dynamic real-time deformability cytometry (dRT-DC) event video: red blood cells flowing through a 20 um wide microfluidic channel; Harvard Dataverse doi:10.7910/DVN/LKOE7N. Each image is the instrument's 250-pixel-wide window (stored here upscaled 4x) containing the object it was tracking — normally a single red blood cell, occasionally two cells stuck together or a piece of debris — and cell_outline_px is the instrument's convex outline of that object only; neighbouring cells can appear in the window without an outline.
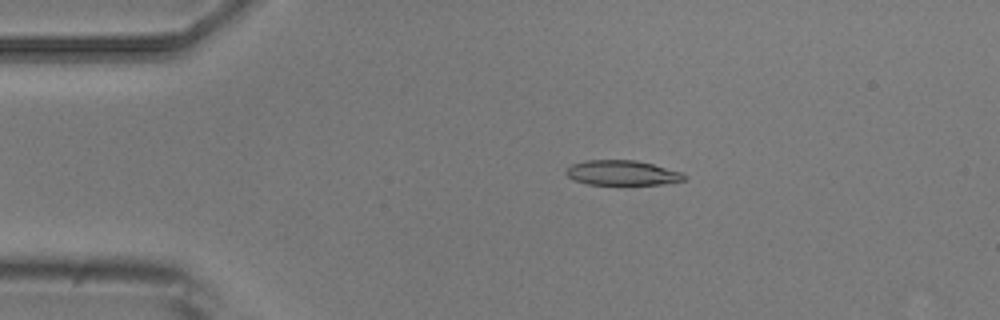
{"species": "common noctule bat (a hibernating species)", "species_latin": "Nyctalus noctula", "temperature_condition": "room temperature", "stored_images_in_passage": 4, "camera_frame_rate_fps": 3000, "um_per_image_px": 0.085, "animal": {"sex": "male", "body_mass_g": 20.5, "forearm_length_mm": 52.5}, "frame": {"image": 1, "passage_image": 2, "time_ms": 1.0, "image_size_px": [1000, 320], "cell_outline_px": [[688, 180], [660, 184], [620, 188], [588, 184], [576, 180], [568, 176], [564, 172], [572, 164], [584, 160], [636, 160], [684, 172], [688, 176]], "centroid_in_image_um": [52.95, 14.74], "position_along_channel_um": 32.1, "area_um2": 18.21}}
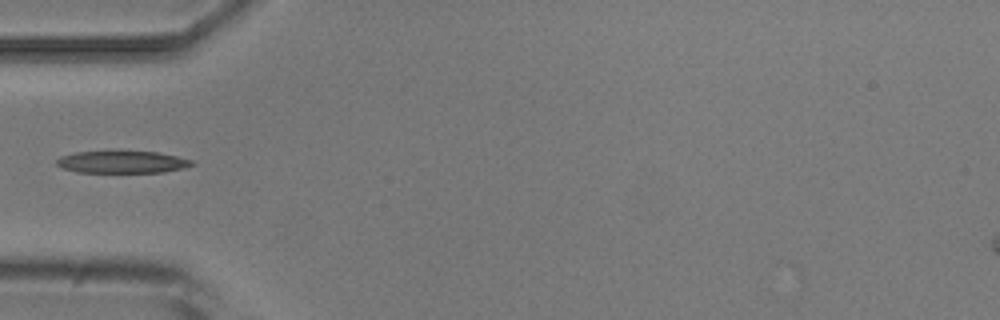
{"frame": {"image": 2, "passage_image": 4, "time_ms": 3.333, "image_size_px": [1000, 320], "cell_outline_px": [[196, 164], [184, 168], [164, 172], [80, 172], [64, 168], [56, 164], [56, 160], [60, 156], [76, 152], [156, 152], [176, 156], [192, 160]], "centroid_in_image_um": [10.42, 13.78], "position_along_channel_um": 74.6, "area_um2": 17.17}}